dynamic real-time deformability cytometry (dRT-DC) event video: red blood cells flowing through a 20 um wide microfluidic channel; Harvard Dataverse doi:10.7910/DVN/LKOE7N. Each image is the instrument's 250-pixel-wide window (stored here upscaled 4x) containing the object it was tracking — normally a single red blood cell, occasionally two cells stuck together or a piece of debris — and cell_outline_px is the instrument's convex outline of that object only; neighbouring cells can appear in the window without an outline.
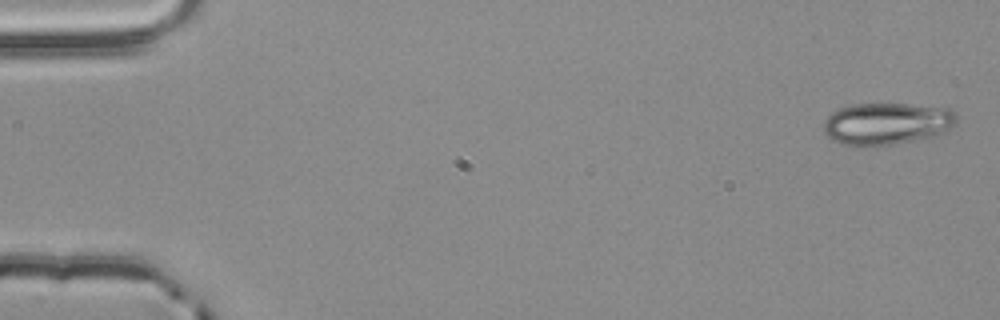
{"species": "common noctule bat (a hibernating species)", "species_latin": "Nyctalus noctula", "temperature_condition": "room temperature", "stored_images_in_passage": 3, "camera_frame_rate_fps": 3000, "um_per_image_px": 0.085, "animal": {"sex": "male", "body_mass_g": 20.4}, "frame": {"image": 1, "passage_image": 3, "time_ms": 0.667, "image_size_px": [1000, 320], "cell_outline_px": [[956, 124], [952, 128], [936, 136], [924, 140], [896, 144], [840, 144], [832, 140], [824, 132], [824, 120], [832, 112], [840, 108], [852, 104], [908, 104], [948, 108], [956, 112]], "centroid_in_image_um": [75.43, 10.5], "position_along_channel_um": 9.6, "area_um2": 32.6}}